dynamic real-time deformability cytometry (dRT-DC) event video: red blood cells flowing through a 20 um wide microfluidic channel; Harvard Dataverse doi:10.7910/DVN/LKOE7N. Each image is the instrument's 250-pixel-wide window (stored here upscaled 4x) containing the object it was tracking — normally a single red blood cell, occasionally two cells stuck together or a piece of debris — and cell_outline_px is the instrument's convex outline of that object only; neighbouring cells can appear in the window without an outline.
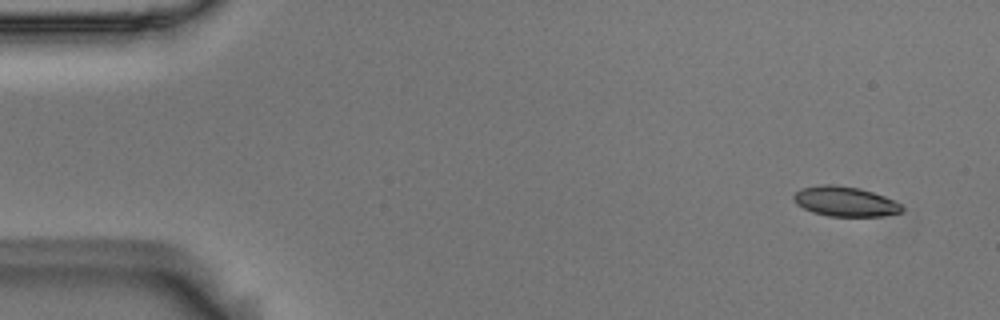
{"species": "Egyptian fruit bat (a non-hibernating species)", "species_latin": "Rousettus aegyptiacus", "temperature_condition": "room temperature", "stored_images_in_passage": 9, "camera_frame_rate_fps": 3000, "um_per_image_px": 0.085, "animal": {"sex": "male"}, "frame": {"image": 1, "passage_image": 1, "time_ms": 0.0, "image_size_px": [1000, 320], "cell_outline_px": [[904, 208], [900, 212], [884, 216], [828, 216], [812, 212], [796, 204], [792, 200], [792, 196], [800, 188], [824, 184], [832, 184], [860, 188], [884, 196], [900, 204]], "centroid_in_image_um": [71.79, 17.12], "position_along_channel_um": 13.2, "area_um2": 18.84}}
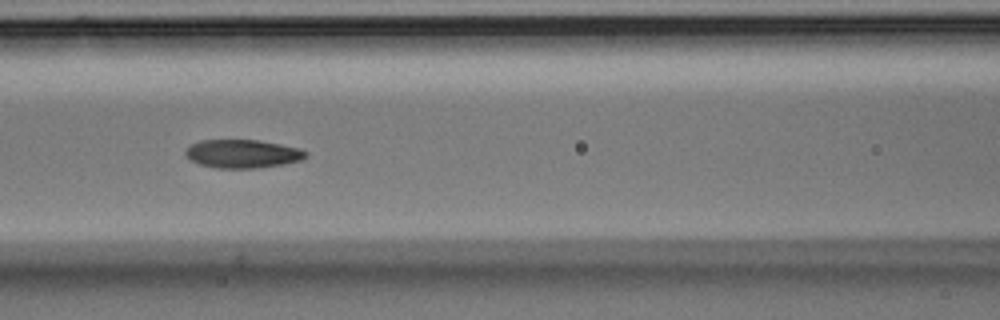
{"frame": {"image": 2, "passage_image": 7, "time_ms": 2.0, "image_size_px": [1000, 320], "cell_outline_px": [[308, 156], [304, 160], [284, 164], [260, 168], [216, 168], [200, 164], [184, 156], [184, 152], [192, 144], [200, 140], [256, 140], [280, 144], [300, 148], [308, 152]], "centroid_in_image_um": [20.66, 13.08], "position_along_channel_um": 145.9, "area_um2": 20.06}}
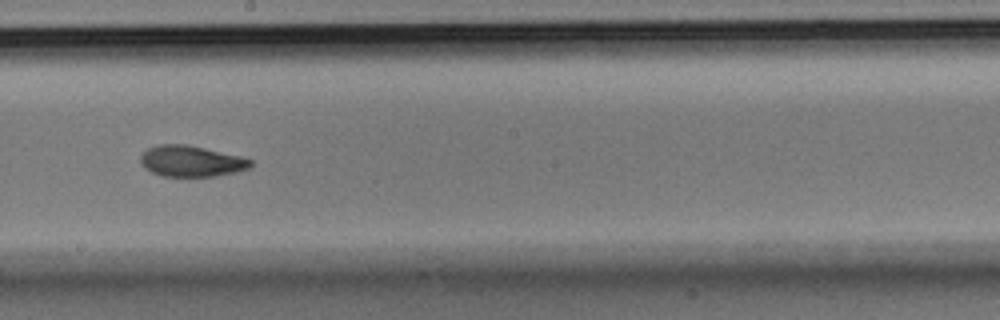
{"frame": {"image": 3, "passage_image": 9, "time_ms": 2.667, "image_size_px": [1000, 320], "cell_outline_px": [[252, 164], [248, 168], [236, 172], [216, 176], [160, 176], [144, 168], [140, 160], [140, 156], [148, 148], [156, 144], [188, 144], [240, 156], [252, 160]], "centroid_in_image_um": [16.23, 13.69], "position_along_channel_um": 232.0, "area_um2": 19.94}}